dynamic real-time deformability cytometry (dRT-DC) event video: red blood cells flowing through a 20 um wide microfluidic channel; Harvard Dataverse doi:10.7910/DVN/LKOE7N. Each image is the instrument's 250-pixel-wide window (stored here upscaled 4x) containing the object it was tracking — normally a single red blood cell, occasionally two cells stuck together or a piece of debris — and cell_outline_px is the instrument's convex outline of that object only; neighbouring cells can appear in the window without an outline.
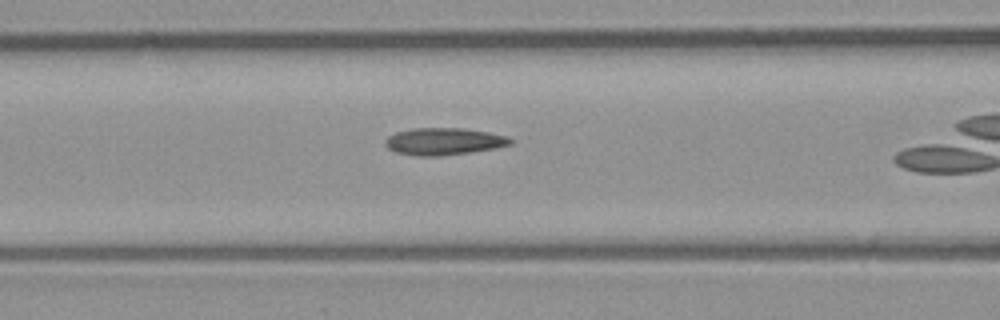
{"species": "common noctule bat (a hibernating species)", "species_latin": "Nyctalus noctula", "temperature_condition": "room temperature", "stored_images_in_passage": 39, "camera_frame_rate_fps": 3000, "um_per_image_px": 0.085, "animal": {"sex": "male", "body_mass_g": 23.1, "forearm_length_mm": 52.7}, "frame": {"image": 1, "passage_image": 19, "time_ms": 6.0, "image_size_px": [1000, 320], "cell_outline_px": [[512, 144], [472, 152], [440, 156], [416, 156], [396, 152], [388, 148], [384, 144], [384, 140], [388, 136], [396, 132], [412, 128], [464, 128], [488, 132], [508, 136], [512, 140]], "centroid_in_image_um": [37.69, 12.02], "position_along_channel_um": 128.9, "area_um2": 19.83}}
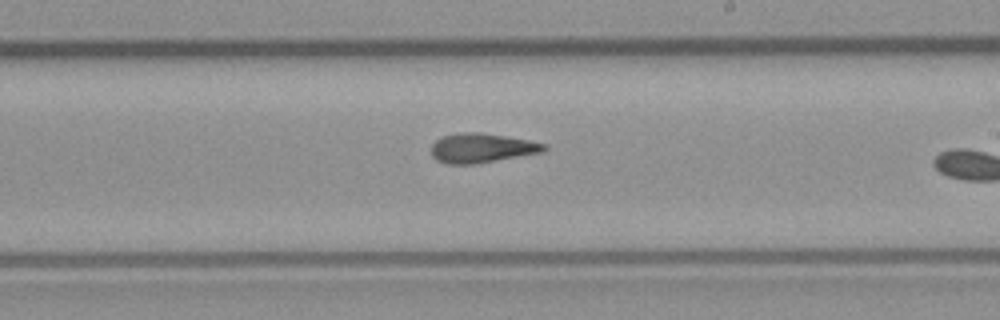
{"frame": {"image": 2, "passage_image": 28, "time_ms": 9.0, "image_size_px": [1000, 320], "cell_outline_px": [[548, 148], [544, 152], [472, 164], [448, 164], [436, 160], [432, 156], [432, 144], [436, 140], [444, 136], [460, 132], [480, 132], [528, 140], [548, 144]], "centroid_in_image_um": [40.96, 12.58], "position_along_channel_um": 248.0, "area_um2": 19.25}}
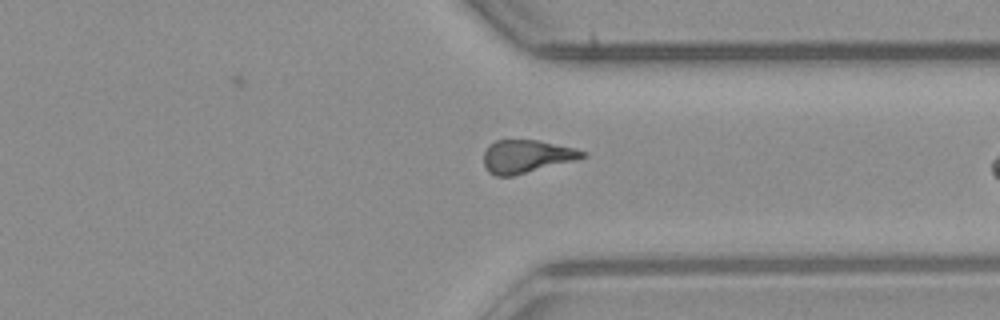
{"frame": {"image": 3, "passage_image": 37, "time_ms": 12.0, "image_size_px": [1000, 320], "cell_outline_px": [[588, 156], [512, 176], [496, 176], [488, 172], [484, 168], [484, 152], [488, 144], [496, 140], [536, 140], [576, 148], [588, 152]], "centroid_in_image_um": [44.72, 13.28], "position_along_channel_um": 366.7, "area_um2": 18.9}}